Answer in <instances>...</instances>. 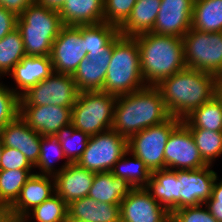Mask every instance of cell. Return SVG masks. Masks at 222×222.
Here are the masks:
<instances>
[{"mask_svg": "<svg viewBox=\"0 0 222 222\" xmlns=\"http://www.w3.org/2000/svg\"><path fill=\"white\" fill-rule=\"evenodd\" d=\"M79 91L72 75L53 72L19 99V105L73 107Z\"/></svg>", "mask_w": 222, "mask_h": 222, "instance_id": "obj_10", "label": "cell"}, {"mask_svg": "<svg viewBox=\"0 0 222 222\" xmlns=\"http://www.w3.org/2000/svg\"><path fill=\"white\" fill-rule=\"evenodd\" d=\"M182 120L170 117L168 120L148 127L127 140L128 151L141 159L153 172L165 169L164 150L172 130Z\"/></svg>", "mask_w": 222, "mask_h": 222, "instance_id": "obj_8", "label": "cell"}, {"mask_svg": "<svg viewBox=\"0 0 222 222\" xmlns=\"http://www.w3.org/2000/svg\"><path fill=\"white\" fill-rule=\"evenodd\" d=\"M134 38L138 43L140 67L146 86H156L163 79L186 68L182 38L152 32Z\"/></svg>", "mask_w": 222, "mask_h": 222, "instance_id": "obj_3", "label": "cell"}, {"mask_svg": "<svg viewBox=\"0 0 222 222\" xmlns=\"http://www.w3.org/2000/svg\"><path fill=\"white\" fill-rule=\"evenodd\" d=\"M25 56L21 33L15 28L0 39V78L7 76Z\"/></svg>", "mask_w": 222, "mask_h": 222, "instance_id": "obj_33", "label": "cell"}, {"mask_svg": "<svg viewBox=\"0 0 222 222\" xmlns=\"http://www.w3.org/2000/svg\"><path fill=\"white\" fill-rule=\"evenodd\" d=\"M205 203H222V178L219 179L218 175L213 184L212 196Z\"/></svg>", "mask_w": 222, "mask_h": 222, "instance_id": "obj_44", "label": "cell"}, {"mask_svg": "<svg viewBox=\"0 0 222 222\" xmlns=\"http://www.w3.org/2000/svg\"><path fill=\"white\" fill-rule=\"evenodd\" d=\"M208 165L195 170H178V179L184 189L180 191V208L204 204L212 196V188L217 177Z\"/></svg>", "mask_w": 222, "mask_h": 222, "instance_id": "obj_17", "label": "cell"}, {"mask_svg": "<svg viewBox=\"0 0 222 222\" xmlns=\"http://www.w3.org/2000/svg\"><path fill=\"white\" fill-rule=\"evenodd\" d=\"M68 204L56 193L34 207L19 222H66Z\"/></svg>", "mask_w": 222, "mask_h": 222, "instance_id": "obj_32", "label": "cell"}, {"mask_svg": "<svg viewBox=\"0 0 222 222\" xmlns=\"http://www.w3.org/2000/svg\"><path fill=\"white\" fill-rule=\"evenodd\" d=\"M133 189L127 180L115 177L111 172L95 173L88 197L98 202L120 205Z\"/></svg>", "mask_w": 222, "mask_h": 222, "instance_id": "obj_24", "label": "cell"}, {"mask_svg": "<svg viewBox=\"0 0 222 222\" xmlns=\"http://www.w3.org/2000/svg\"><path fill=\"white\" fill-rule=\"evenodd\" d=\"M62 26L57 10L37 3L29 5L17 18L26 56H50Z\"/></svg>", "mask_w": 222, "mask_h": 222, "instance_id": "obj_5", "label": "cell"}, {"mask_svg": "<svg viewBox=\"0 0 222 222\" xmlns=\"http://www.w3.org/2000/svg\"><path fill=\"white\" fill-rule=\"evenodd\" d=\"M54 194L55 181L52 175L32 174L16 201L6 210L8 222H19L29 211Z\"/></svg>", "mask_w": 222, "mask_h": 222, "instance_id": "obj_14", "label": "cell"}, {"mask_svg": "<svg viewBox=\"0 0 222 222\" xmlns=\"http://www.w3.org/2000/svg\"><path fill=\"white\" fill-rule=\"evenodd\" d=\"M171 219L174 222H218L205 204L176 209L171 212Z\"/></svg>", "mask_w": 222, "mask_h": 222, "instance_id": "obj_39", "label": "cell"}, {"mask_svg": "<svg viewBox=\"0 0 222 222\" xmlns=\"http://www.w3.org/2000/svg\"><path fill=\"white\" fill-rule=\"evenodd\" d=\"M0 222H8L6 210L0 208Z\"/></svg>", "mask_w": 222, "mask_h": 222, "instance_id": "obj_48", "label": "cell"}, {"mask_svg": "<svg viewBox=\"0 0 222 222\" xmlns=\"http://www.w3.org/2000/svg\"><path fill=\"white\" fill-rule=\"evenodd\" d=\"M113 44L107 50L90 51L87 57L91 62L110 63L112 58Z\"/></svg>", "mask_w": 222, "mask_h": 222, "instance_id": "obj_43", "label": "cell"}, {"mask_svg": "<svg viewBox=\"0 0 222 222\" xmlns=\"http://www.w3.org/2000/svg\"><path fill=\"white\" fill-rule=\"evenodd\" d=\"M109 63L91 62L85 57L78 65L72 77L76 88L82 91H101L104 86Z\"/></svg>", "mask_w": 222, "mask_h": 222, "instance_id": "obj_29", "label": "cell"}, {"mask_svg": "<svg viewBox=\"0 0 222 222\" xmlns=\"http://www.w3.org/2000/svg\"><path fill=\"white\" fill-rule=\"evenodd\" d=\"M161 0H137L131 15L119 28L121 36L136 37L151 33L160 9Z\"/></svg>", "mask_w": 222, "mask_h": 222, "instance_id": "obj_25", "label": "cell"}, {"mask_svg": "<svg viewBox=\"0 0 222 222\" xmlns=\"http://www.w3.org/2000/svg\"><path fill=\"white\" fill-rule=\"evenodd\" d=\"M35 0H0V6L19 16Z\"/></svg>", "mask_w": 222, "mask_h": 222, "instance_id": "obj_42", "label": "cell"}, {"mask_svg": "<svg viewBox=\"0 0 222 222\" xmlns=\"http://www.w3.org/2000/svg\"><path fill=\"white\" fill-rule=\"evenodd\" d=\"M2 149H3V142L0 138V159H1Z\"/></svg>", "mask_w": 222, "mask_h": 222, "instance_id": "obj_50", "label": "cell"}, {"mask_svg": "<svg viewBox=\"0 0 222 222\" xmlns=\"http://www.w3.org/2000/svg\"><path fill=\"white\" fill-rule=\"evenodd\" d=\"M211 215L218 221L222 222V203H204Z\"/></svg>", "mask_w": 222, "mask_h": 222, "instance_id": "obj_45", "label": "cell"}, {"mask_svg": "<svg viewBox=\"0 0 222 222\" xmlns=\"http://www.w3.org/2000/svg\"><path fill=\"white\" fill-rule=\"evenodd\" d=\"M194 0H161L152 33L182 38L190 29Z\"/></svg>", "mask_w": 222, "mask_h": 222, "instance_id": "obj_15", "label": "cell"}, {"mask_svg": "<svg viewBox=\"0 0 222 222\" xmlns=\"http://www.w3.org/2000/svg\"><path fill=\"white\" fill-rule=\"evenodd\" d=\"M218 80L210 73L185 68L163 79L156 87L171 116L183 120L194 109L215 97Z\"/></svg>", "mask_w": 222, "mask_h": 222, "instance_id": "obj_2", "label": "cell"}, {"mask_svg": "<svg viewBox=\"0 0 222 222\" xmlns=\"http://www.w3.org/2000/svg\"><path fill=\"white\" fill-rule=\"evenodd\" d=\"M66 222H86V221H81V220H77V219H67Z\"/></svg>", "mask_w": 222, "mask_h": 222, "instance_id": "obj_49", "label": "cell"}, {"mask_svg": "<svg viewBox=\"0 0 222 222\" xmlns=\"http://www.w3.org/2000/svg\"><path fill=\"white\" fill-rule=\"evenodd\" d=\"M165 169L195 170L207 167L189 128L181 121L171 132L164 150Z\"/></svg>", "mask_w": 222, "mask_h": 222, "instance_id": "obj_12", "label": "cell"}, {"mask_svg": "<svg viewBox=\"0 0 222 222\" xmlns=\"http://www.w3.org/2000/svg\"><path fill=\"white\" fill-rule=\"evenodd\" d=\"M72 107L19 105V116L41 136H54L71 124Z\"/></svg>", "mask_w": 222, "mask_h": 222, "instance_id": "obj_16", "label": "cell"}, {"mask_svg": "<svg viewBox=\"0 0 222 222\" xmlns=\"http://www.w3.org/2000/svg\"><path fill=\"white\" fill-rule=\"evenodd\" d=\"M182 122L189 129L222 132V105L216 97L194 109Z\"/></svg>", "mask_w": 222, "mask_h": 222, "instance_id": "obj_28", "label": "cell"}, {"mask_svg": "<svg viewBox=\"0 0 222 222\" xmlns=\"http://www.w3.org/2000/svg\"><path fill=\"white\" fill-rule=\"evenodd\" d=\"M119 36V28L107 22L82 25L87 54L90 51L107 50Z\"/></svg>", "mask_w": 222, "mask_h": 222, "instance_id": "obj_34", "label": "cell"}, {"mask_svg": "<svg viewBox=\"0 0 222 222\" xmlns=\"http://www.w3.org/2000/svg\"><path fill=\"white\" fill-rule=\"evenodd\" d=\"M171 117L156 86L117 96L112 129L127 140L142 130Z\"/></svg>", "mask_w": 222, "mask_h": 222, "instance_id": "obj_1", "label": "cell"}, {"mask_svg": "<svg viewBox=\"0 0 222 222\" xmlns=\"http://www.w3.org/2000/svg\"><path fill=\"white\" fill-rule=\"evenodd\" d=\"M63 25L104 22V0H65L58 11Z\"/></svg>", "mask_w": 222, "mask_h": 222, "instance_id": "obj_23", "label": "cell"}, {"mask_svg": "<svg viewBox=\"0 0 222 222\" xmlns=\"http://www.w3.org/2000/svg\"><path fill=\"white\" fill-rule=\"evenodd\" d=\"M16 169L35 170L34 166L19 150L3 146L0 159V170Z\"/></svg>", "mask_w": 222, "mask_h": 222, "instance_id": "obj_40", "label": "cell"}, {"mask_svg": "<svg viewBox=\"0 0 222 222\" xmlns=\"http://www.w3.org/2000/svg\"><path fill=\"white\" fill-rule=\"evenodd\" d=\"M117 96L102 91L78 93L71 111V124L89 136L112 129Z\"/></svg>", "mask_w": 222, "mask_h": 222, "instance_id": "obj_6", "label": "cell"}, {"mask_svg": "<svg viewBox=\"0 0 222 222\" xmlns=\"http://www.w3.org/2000/svg\"><path fill=\"white\" fill-rule=\"evenodd\" d=\"M215 97L218 99V101L222 105V78H219L217 85H216V91H215Z\"/></svg>", "mask_w": 222, "mask_h": 222, "instance_id": "obj_47", "label": "cell"}, {"mask_svg": "<svg viewBox=\"0 0 222 222\" xmlns=\"http://www.w3.org/2000/svg\"><path fill=\"white\" fill-rule=\"evenodd\" d=\"M19 99L10 86L0 82V129L19 115Z\"/></svg>", "mask_w": 222, "mask_h": 222, "instance_id": "obj_38", "label": "cell"}, {"mask_svg": "<svg viewBox=\"0 0 222 222\" xmlns=\"http://www.w3.org/2000/svg\"><path fill=\"white\" fill-rule=\"evenodd\" d=\"M35 170H0V208L7 210Z\"/></svg>", "mask_w": 222, "mask_h": 222, "instance_id": "obj_31", "label": "cell"}, {"mask_svg": "<svg viewBox=\"0 0 222 222\" xmlns=\"http://www.w3.org/2000/svg\"><path fill=\"white\" fill-rule=\"evenodd\" d=\"M53 72L50 56H25L7 76L14 80L15 87L11 85L10 88L21 97Z\"/></svg>", "mask_w": 222, "mask_h": 222, "instance_id": "obj_20", "label": "cell"}, {"mask_svg": "<svg viewBox=\"0 0 222 222\" xmlns=\"http://www.w3.org/2000/svg\"><path fill=\"white\" fill-rule=\"evenodd\" d=\"M203 160L213 165L222 156V132L207 129H189Z\"/></svg>", "mask_w": 222, "mask_h": 222, "instance_id": "obj_36", "label": "cell"}, {"mask_svg": "<svg viewBox=\"0 0 222 222\" xmlns=\"http://www.w3.org/2000/svg\"><path fill=\"white\" fill-rule=\"evenodd\" d=\"M68 219L86 222H120V205L98 202L90 197L68 204Z\"/></svg>", "mask_w": 222, "mask_h": 222, "instance_id": "obj_22", "label": "cell"}, {"mask_svg": "<svg viewBox=\"0 0 222 222\" xmlns=\"http://www.w3.org/2000/svg\"><path fill=\"white\" fill-rule=\"evenodd\" d=\"M65 0H35V3L59 11Z\"/></svg>", "mask_w": 222, "mask_h": 222, "instance_id": "obj_46", "label": "cell"}, {"mask_svg": "<svg viewBox=\"0 0 222 222\" xmlns=\"http://www.w3.org/2000/svg\"><path fill=\"white\" fill-rule=\"evenodd\" d=\"M137 0H104V22L120 28L131 15Z\"/></svg>", "mask_w": 222, "mask_h": 222, "instance_id": "obj_37", "label": "cell"}, {"mask_svg": "<svg viewBox=\"0 0 222 222\" xmlns=\"http://www.w3.org/2000/svg\"><path fill=\"white\" fill-rule=\"evenodd\" d=\"M87 57L82 25H63L51 49L53 71L73 75L79 63Z\"/></svg>", "mask_w": 222, "mask_h": 222, "instance_id": "obj_11", "label": "cell"}, {"mask_svg": "<svg viewBox=\"0 0 222 222\" xmlns=\"http://www.w3.org/2000/svg\"><path fill=\"white\" fill-rule=\"evenodd\" d=\"M111 173L127 180L134 188L146 187L152 175L145 163L128 150L115 163Z\"/></svg>", "mask_w": 222, "mask_h": 222, "instance_id": "obj_27", "label": "cell"}, {"mask_svg": "<svg viewBox=\"0 0 222 222\" xmlns=\"http://www.w3.org/2000/svg\"><path fill=\"white\" fill-rule=\"evenodd\" d=\"M40 147V157L37 164L34 166L35 171L38 168L39 172L36 171L35 173L54 176L69 164L61 144L55 136H41ZM61 159H65V161L57 169L55 164Z\"/></svg>", "mask_w": 222, "mask_h": 222, "instance_id": "obj_30", "label": "cell"}, {"mask_svg": "<svg viewBox=\"0 0 222 222\" xmlns=\"http://www.w3.org/2000/svg\"><path fill=\"white\" fill-rule=\"evenodd\" d=\"M127 150V139L109 129L90 136L86 149L76 163L94 173L111 172Z\"/></svg>", "mask_w": 222, "mask_h": 222, "instance_id": "obj_9", "label": "cell"}, {"mask_svg": "<svg viewBox=\"0 0 222 222\" xmlns=\"http://www.w3.org/2000/svg\"><path fill=\"white\" fill-rule=\"evenodd\" d=\"M171 213L146 187L134 188L120 203V222H168Z\"/></svg>", "mask_w": 222, "mask_h": 222, "instance_id": "obj_13", "label": "cell"}, {"mask_svg": "<svg viewBox=\"0 0 222 222\" xmlns=\"http://www.w3.org/2000/svg\"><path fill=\"white\" fill-rule=\"evenodd\" d=\"M182 41L186 68L222 78V31L207 33L191 28Z\"/></svg>", "mask_w": 222, "mask_h": 222, "instance_id": "obj_7", "label": "cell"}, {"mask_svg": "<svg viewBox=\"0 0 222 222\" xmlns=\"http://www.w3.org/2000/svg\"><path fill=\"white\" fill-rule=\"evenodd\" d=\"M18 16L0 6V39L17 28Z\"/></svg>", "mask_w": 222, "mask_h": 222, "instance_id": "obj_41", "label": "cell"}, {"mask_svg": "<svg viewBox=\"0 0 222 222\" xmlns=\"http://www.w3.org/2000/svg\"><path fill=\"white\" fill-rule=\"evenodd\" d=\"M60 142L66 160L76 163L87 147L90 136L75 129L72 124L62 127L55 135Z\"/></svg>", "mask_w": 222, "mask_h": 222, "instance_id": "obj_35", "label": "cell"}, {"mask_svg": "<svg viewBox=\"0 0 222 222\" xmlns=\"http://www.w3.org/2000/svg\"><path fill=\"white\" fill-rule=\"evenodd\" d=\"M146 189L170 213L180 209V191L184 187L178 179V170L153 171Z\"/></svg>", "mask_w": 222, "mask_h": 222, "instance_id": "obj_21", "label": "cell"}, {"mask_svg": "<svg viewBox=\"0 0 222 222\" xmlns=\"http://www.w3.org/2000/svg\"><path fill=\"white\" fill-rule=\"evenodd\" d=\"M191 28L202 32L222 31V0H194Z\"/></svg>", "mask_w": 222, "mask_h": 222, "instance_id": "obj_26", "label": "cell"}, {"mask_svg": "<svg viewBox=\"0 0 222 222\" xmlns=\"http://www.w3.org/2000/svg\"><path fill=\"white\" fill-rule=\"evenodd\" d=\"M144 87L138 43L134 37L120 35L113 42L112 58L101 91L121 96Z\"/></svg>", "mask_w": 222, "mask_h": 222, "instance_id": "obj_4", "label": "cell"}, {"mask_svg": "<svg viewBox=\"0 0 222 222\" xmlns=\"http://www.w3.org/2000/svg\"><path fill=\"white\" fill-rule=\"evenodd\" d=\"M94 176V172L82 168L77 163H69L64 169L53 176L55 193L67 204L87 197Z\"/></svg>", "mask_w": 222, "mask_h": 222, "instance_id": "obj_19", "label": "cell"}, {"mask_svg": "<svg viewBox=\"0 0 222 222\" xmlns=\"http://www.w3.org/2000/svg\"><path fill=\"white\" fill-rule=\"evenodd\" d=\"M3 146L19 150L35 166L40 157L41 135L34 131L18 115L12 122L0 129Z\"/></svg>", "mask_w": 222, "mask_h": 222, "instance_id": "obj_18", "label": "cell"}]
</instances>
